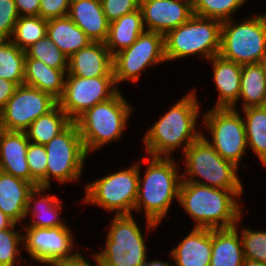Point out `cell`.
<instances>
[{
    "label": "cell",
    "instance_id": "cell-5",
    "mask_svg": "<svg viewBox=\"0 0 266 266\" xmlns=\"http://www.w3.org/2000/svg\"><path fill=\"white\" fill-rule=\"evenodd\" d=\"M222 21L193 15L164 35L166 61L200 54L207 60L220 51Z\"/></svg>",
    "mask_w": 266,
    "mask_h": 266
},
{
    "label": "cell",
    "instance_id": "cell-44",
    "mask_svg": "<svg viewBox=\"0 0 266 266\" xmlns=\"http://www.w3.org/2000/svg\"><path fill=\"white\" fill-rule=\"evenodd\" d=\"M14 222L0 210V231L10 228Z\"/></svg>",
    "mask_w": 266,
    "mask_h": 266
},
{
    "label": "cell",
    "instance_id": "cell-15",
    "mask_svg": "<svg viewBox=\"0 0 266 266\" xmlns=\"http://www.w3.org/2000/svg\"><path fill=\"white\" fill-rule=\"evenodd\" d=\"M22 235L25 250L30 257L44 265H61L76 258L80 252L73 251V235L68 226L52 228L25 227Z\"/></svg>",
    "mask_w": 266,
    "mask_h": 266
},
{
    "label": "cell",
    "instance_id": "cell-31",
    "mask_svg": "<svg viewBox=\"0 0 266 266\" xmlns=\"http://www.w3.org/2000/svg\"><path fill=\"white\" fill-rule=\"evenodd\" d=\"M25 51L11 40H0V78L24 84Z\"/></svg>",
    "mask_w": 266,
    "mask_h": 266
},
{
    "label": "cell",
    "instance_id": "cell-38",
    "mask_svg": "<svg viewBox=\"0 0 266 266\" xmlns=\"http://www.w3.org/2000/svg\"><path fill=\"white\" fill-rule=\"evenodd\" d=\"M19 18L14 0H0V40L12 37Z\"/></svg>",
    "mask_w": 266,
    "mask_h": 266
},
{
    "label": "cell",
    "instance_id": "cell-17",
    "mask_svg": "<svg viewBox=\"0 0 266 266\" xmlns=\"http://www.w3.org/2000/svg\"><path fill=\"white\" fill-rule=\"evenodd\" d=\"M29 140L25 131H7L0 129V171L32 183H38L31 177L26 159Z\"/></svg>",
    "mask_w": 266,
    "mask_h": 266
},
{
    "label": "cell",
    "instance_id": "cell-9",
    "mask_svg": "<svg viewBox=\"0 0 266 266\" xmlns=\"http://www.w3.org/2000/svg\"><path fill=\"white\" fill-rule=\"evenodd\" d=\"M106 247L95 255L103 266H140L146 259L144 238L133 215H116L111 221Z\"/></svg>",
    "mask_w": 266,
    "mask_h": 266
},
{
    "label": "cell",
    "instance_id": "cell-28",
    "mask_svg": "<svg viewBox=\"0 0 266 266\" xmlns=\"http://www.w3.org/2000/svg\"><path fill=\"white\" fill-rule=\"evenodd\" d=\"M240 98L243 109L266 105V75L260 62L242 65Z\"/></svg>",
    "mask_w": 266,
    "mask_h": 266
},
{
    "label": "cell",
    "instance_id": "cell-26",
    "mask_svg": "<svg viewBox=\"0 0 266 266\" xmlns=\"http://www.w3.org/2000/svg\"><path fill=\"white\" fill-rule=\"evenodd\" d=\"M46 189H48V187L36 186L30 192L26 205L25 217H27V215L30 213L33 215V219L37 218V220L32 221L31 218L30 224L25 227L52 228L58 226H67L66 223L64 224L61 218L58 217L60 210H62L60 203L61 201L53 195H42V197L39 198V196H41V192L45 191ZM34 196L38 197L39 199ZM32 201L34 202L33 204Z\"/></svg>",
    "mask_w": 266,
    "mask_h": 266
},
{
    "label": "cell",
    "instance_id": "cell-19",
    "mask_svg": "<svg viewBox=\"0 0 266 266\" xmlns=\"http://www.w3.org/2000/svg\"><path fill=\"white\" fill-rule=\"evenodd\" d=\"M67 16L92 42H106L110 22L104 14L101 0H71Z\"/></svg>",
    "mask_w": 266,
    "mask_h": 266
},
{
    "label": "cell",
    "instance_id": "cell-10",
    "mask_svg": "<svg viewBox=\"0 0 266 266\" xmlns=\"http://www.w3.org/2000/svg\"><path fill=\"white\" fill-rule=\"evenodd\" d=\"M44 146L47 152L46 187L49 188L52 176L62 184L77 181L87 157L77 124L72 122Z\"/></svg>",
    "mask_w": 266,
    "mask_h": 266
},
{
    "label": "cell",
    "instance_id": "cell-33",
    "mask_svg": "<svg viewBox=\"0 0 266 266\" xmlns=\"http://www.w3.org/2000/svg\"><path fill=\"white\" fill-rule=\"evenodd\" d=\"M26 57L41 60L55 69H68V57L46 35L25 50Z\"/></svg>",
    "mask_w": 266,
    "mask_h": 266
},
{
    "label": "cell",
    "instance_id": "cell-4",
    "mask_svg": "<svg viewBox=\"0 0 266 266\" xmlns=\"http://www.w3.org/2000/svg\"><path fill=\"white\" fill-rule=\"evenodd\" d=\"M132 107L118 92L111 99L86 110L74 122L77 124L87 153L117 140L126 128Z\"/></svg>",
    "mask_w": 266,
    "mask_h": 266
},
{
    "label": "cell",
    "instance_id": "cell-32",
    "mask_svg": "<svg viewBox=\"0 0 266 266\" xmlns=\"http://www.w3.org/2000/svg\"><path fill=\"white\" fill-rule=\"evenodd\" d=\"M47 19L40 16H19L15 23L11 42L21 50H26L47 33Z\"/></svg>",
    "mask_w": 266,
    "mask_h": 266
},
{
    "label": "cell",
    "instance_id": "cell-18",
    "mask_svg": "<svg viewBox=\"0 0 266 266\" xmlns=\"http://www.w3.org/2000/svg\"><path fill=\"white\" fill-rule=\"evenodd\" d=\"M66 75L84 78L114 76L113 56L105 43L91 42L68 58Z\"/></svg>",
    "mask_w": 266,
    "mask_h": 266
},
{
    "label": "cell",
    "instance_id": "cell-2",
    "mask_svg": "<svg viewBox=\"0 0 266 266\" xmlns=\"http://www.w3.org/2000/svg\"><path fill=\"white\" fill-rule=\"evenodd\" d=\"M190 91L166 112L144 135L147 153L151 157H170L171 151L183 144L187 147L202 134L196 131L199 104ZM185 143V145H184Z\"/></svg>",
    "mask_w": 266,
    "mask_h": 266
},
{
    "label": "cell",
    "instance_id": "cell-30",
    "mask_svg": "<svg viewBox=\"0 0 266 266\" xmlns=\"http://www.w3.org/2000/svg\"><path fill=\"white\" fill-rule=\"evenodd\" d=\"M245 113L247 147H251L262 164L266 162V105L248 107Z\"/></svg>",
    "mask_w": 266,
    "mask_h": 266
},
{
    "label": "cell",
    "instance_id": "cell-13",
    "mask_svg": "<svg viewBox=\"0 0 266 266\" xmlns=\"http://www.w3.org/2000/svg\"><path fill=\"white\" fill-rule=\"evenodd\" d=\"M66 78L58 105L73 122L86 110L119 92L114 76L84 78L66 75Z\"/></svg>",
    "mask_w": 266,
    "mask_h": 266
},
{
    "label": "cell",
    "instance_id": "cell-36",
    "mask_svg": "<svg viewBox=\"0 0 266 266\" xmlns=\"http://www.w3.org/2000/svg\"><path fill=\"white\" fill-rule=\"evenodd\" d=\"M26 159L31 177L38 186L46 187L47 152L44 145L29 142Z\"/></svg>",
    "mask_w": 266,
    "mask_h": 266
},
{
    "label": "cell",
    "instance_id": "cell-7",
    "mask_svg": "<svg viewBox=\"0 0 266 266\" xmlns=\"http://www.w3.org/2000/svg\"><path fill=\"white\" fill-rule=\"evenodd\" d=\"M232 21H222L219 55L240 65L261 62L266 51V13L237 24Z\"/></svg>",
    "mask_w": 266,
    "mask_h": 266
},
{
    "label": "cell",
    "instance_id": "cell-6",
    "mask_svg": "<svg viewBox=\"0 0 266 266\" xmlns=\"http://www.w3.org/2000/svg\"><path fill=\"white\" fill-rule=\"evenodd\" d=\"M183 154L186 160V173L181 174L182 181L218 189L243 190L236 173L238 167L223 159L202 135L191 143ZM195 176L206 181L194 179Z\"/></svg>",
    "mask_w": 266,
    "mask_h": 266
},
{
    "label": "cell",
    "instance_id": "cell-34",
    "mask_svg": "<svg viewBox=\"0 0 266 266\" xmlns=\"http://www.w3.org/2000/svg\"><path fill=\"white\" fill-rule=\"evenodd\" d=\"M245 2L246 0H196L193 4V14L225 21L231 19V15Z\"/></svg>",
    "mask_w": 266,
    "mask_h": 266
},
{
    "label": "cell",
    "instance_id": "cell-43",
    "mask_svg": "<svg viewBox=\"0 0 266 266\" xmlns=\"http://www.w3.org/2000/svg\"><path fill=\"white\" fill-rule=\"evenodd\" d=\"M92 255L95 258L94 261L97 262L96 266H103L100 259L95 254ZM61 266H93V265L92 264L90 265V263L81 254H79L76 258L61 264Z\"/></svg>",
    "mask_w": 266,
    "mask_h": 266
},
{
    "label": "cell",
    "instance_id": "cell-22",
    "mask_svg": "<svg viewBox=\"0 0 266 266\" xmlns=\"http://www.w3.org/2000/svg\"><path fill=\"white\" fill-rule=\"evenodd\" d=\"M34 188L32 183L0 171V210L17 224L25 218L28 197Z\"/></svg>",
    "mask_w": 266,
    "mask_h": 266
},
{
    "label": "cell",
    "instance_id": "cell-37",
    "mask_svg": "<svg viewBox=\"0 0 266 266\" xmlns=\"http://www.w3.org/2000/svg\"><path fill=\"white\" fill-rule=\"evenodd\" d=\"M15 225L16 223L0 231V264L2 266H14L16 257L22 255L18 250V245L23 241V237L15 231Z\"/></svg>",
    "mask_w": 266,
    "mask_h": 266
},
{
    "label": "cell",
    "instance_id": "cell-48",
    "mask_svg": "<svg viewBox=\"0 0 266 266\" xmlns=\"http://www.w3.org/2000/svg\"><path fill=\"white\" fill-rule=\"evenodd\" d=\"M186 1H189L193 5L196 0H186Z\"/></svg>",
    "mask_w": 266,
    "mask_h": 266
},
{
    "label": "cell",
    "instance_id": "cell-25",
    "mask_svg": "<svg viewBox=\"0 0 266 266\" xmlns=\"http://www.w3.org/2000/svg\"><path fill=\"white\" fill-rule=\"evenodd\" d=\"M46 35L68 58L92 42L68 16L49 19Z\"/></svg>",
    "mask_w": 266,
    "mask_h": 266
},
{
    "label": "cell",
    "instance_id": "cell-46",
    "mask_svg": "<svg viewBox=\"0 0 266 266\" xmlns=\"http://www.w3.org/2000/svg\"><path fill=\"white\" fill-rule=\"evenodd\" d=\"M242 266H266V264L260 261L245 259Z\"/></svg>",
    "mask_w": 266,
    "mask_h": 266
},
{
    "label": "cell",
    "instance_id": "cell-27",
    "mask_svg": "<svg viewBox=\"0 0 266 266\" xmlns=\"http://www.w3.org/2000/svg\"><path fill=\"white\" fill-rule=\"evenodd\" d=\"M144 31L142 13L138 9L110 22L105 45L113 56L119 51L130 47Z\"/></svg>",
    "mask_w": 266,
    "mask_h": 266
},
{
    "label": "cell",
    "instance_id": "cell-1",
    "mask_svg": "<svg viewBox=\"0 0 266 266\" xmlns=\"http://www.w3.org/2000/svg\"><path fill=\"white\" fill-rule=\"evenodd\" d=\"M242 192L181 181L178 202L194 219L196 228H231L241 220L240 205L235 198Z\"/></svg>",
    "mask_w": 266,
    "mask_h": 266
},
{
    "label": "cell",
    "instance_id": "cell-40",
    "mask_svg": "<svg viewBox=\"0 0 266 266\" xmlns=\"http://www.w3.org/2000/svg\"><path fill=\"white\" fill-rule=\"evenodd\" d=\"M71 0H40L39 16L52 19L68 15Z\"/></svg>",
    "mask_w": 266,
    "mask_h": 266
},
{
    "label": "cell",
    "instance_id": "cell-8",
    "mask_svg": "<svg viewBox=\"0 0 266 266\" xmlns=\"http://www.w3.org/2000/svg\"><path fill=\"white\" fill-rule=\"evenodd\" d=\"M140 164L87 184L83 202L101 206L116 215H130L138 195Z\"/></svg>",
    "mask_w": 266,
    "mask_h": 266
},
{
    "label": "cell",
    "instance_id": "cell-42",
    "mask_svg": "<svg viewBox=\"0 0 266 266\" xmlns=\"http://www.w3.org/2000/svg\"><path fill=\"white\" fill-rule=\"evenodd\" d=\"M17 87L18 85L16 83L0 78V110L13 96Z\"/></svg>",
    "mask_w": 266,
    "mask_h": 266
},
{
    "label": "cell",
    "instance_id": "cell-41",
    "mask_svg": "<svg viewBox=\"0 0 266 266\" xmlns=\"http://www.w3.org/2000/svg\"><path fill=\"white\" fill-rule=\"evenodd\" d=\"M14 1L19 16H39L40 0H14Z\"/></svg>",
    "mask_w": 266,
    "mask_h": 266
},
{
    "label": "cell",
    "instance_id": "cell-29",
    "mask_svg": "<svg viewBox=\"0 0 266 266\" xmlns=\"http://www.w3.org/2000/svg\"><path fill=\"white\" fill-rule=\"evenodd\" d=\"M73 121L57 104L48 113L37 118L25 130L29 142L45 145L63 132ZM32 140V141H31Z\"/></svg>",
    "mask_w": 266,
    "mask_h": 266
},
{
    "label": "cell",
    "instance_id": "cell-47",
    "mask_svg": "<svg viewBox=\"0 0 266 266\" xmlns=\"http://www.w3.org/2000/svg\"><path fill=\"white\" fill-rule=\"evenodd\" d=\"M261 65H262V67H263V70H264V73H265V75H266V51H265V53L263 54V57H262V60H261Z\"/></svg>",
    "mask_w": 266,
    "mask_h": 266
},
{
    "label": "cell",
    "instance_id": "cell-23",
    "mask_svg": "<svg viewBox=\"0 0 266 266\" xmlns=\"http://www.w3.org/2000/svg\"><path fill=\"white\" fill-rule=\"evenodd\" d=\"M66 71L68 69H55L41 60L25 57L24 84L48 93L58 101L64 92Z\"/></svg>",
    "mask_w": 266,
    "mask_h": 266
},
{
    "label": "cell",
    "instance_id": "cell-20",
    "mask_svg": "<svg viewBox=\"0 0 266 266\" xmlns=\"http://www.w3.org/2000/svg\"><path fill=\"white\" fill-rule=\"evenodd\" d=\"M212 229L193 227L171 252L177 266H210Z\"/></svg>",
    "mask_w": 266,
    "mask_h": 266
},
{
    "label": "cell",
    "instance_id": "cell-39",
    "mask_svg": "<svg viewBox=\"0 0 266 266\" xmlns=\"http://www.w3.org/2000/svg\"><path fill=\"white\" fill-rule=\"evenodd\" d=\"M102 9L109 22L130 14L140 7V0H101Z\"/></svg>",
    "mask_w": 266,
    "mask_h": 266
},
{
    "label": "cell",
    "instance_id": "cell-14",
    "mask_svg": "<svg viewBox=\"0 0 266 266\" xmlns=\"http://www.w3.org/2000/svg\"><path fill=\"white\" fill-rule=\"evenodd\" d=\"M57 104L58 101L50 94L32 86L19 85L0 110V129L25 131L31 123Z\"/></svg>",
    "mask_w": 266,
    "mask_h": 266
},
{
    "label": "cell",
    "instance_id": "cell-12",
    "mask_svg": "<svg viewBox=\"0 0 266 266\" xmlns=\"http://www.w3.org/2000/svg\"><path fill=\"white\" fill-rule=\"evenodd\" d=\"M166 61L164 35L145 30L137 40L113 55V74L117 83L131 80L137 82L140 72L148 66Z\"/></svg>",
    "mask_w": 266,
    "mask_h": 266
},
{
    "label": "cell",
    "instance_id": "cell-16",
    "mask_svg": "<svg viewBox=\"0 0 266 266\" xmlns=\"http://www.w3.org/2000/svg\"><path fill=\"white\" fill-rule=\"evenodd\" d=\"M139 9L147 30L163 35L194 15L193 5L186 0H140Z\"/></svg>",
    "mask_w": 266,
    "mask_h": 266
},
{
    "label": "cell",
    "instance_id": "cell-21",
    "mask_svg": "<svg viewBox=\"0 0 266 266\" xmlns=\"http://www.w3.org/2000/svg\"><path fill=\"white\" fill-rule=\"evenodd\" d=\"M213 79L219 92L214 108H233L239 100L242 65L215 55L211 59Z\"/></svg>",
    "mask_w": 266,
    "mask_h": 266
},
{
    "label": "cell",
    "instance_id": "cell-45",
    "mask_svg": "<svg viewBox=\"0 0 266 266\" xmlns=\"http://www.w3.org/2000/svg\"><path fill=\"white\" fill-rule=\"evenodd\" d=\"M140 266H171V265L168 262H161L159 260L151 262L145 260Z\"/></svg>",
    "mask_w": 266,
    "mask_h": 266
},
{
    "label": "cell",
    "instance_id": "cell-35",
    "mask_svg": "<svg viewBox=\"0 0 266 266\" xmlns=\"http://www.w3.org/2000/svg\"><path fill=\"white\" fill-rule=\"evenodd\" d=\"M241 242L245 259L266 264V231L245 228L242 230Z\"/></svg>",
    "mask_w": 266,
    "mask_h": 266
},
{
    "label": "cell",
    "instance_id": "cell-3",
    "mask_svg": "<svg viewBox=\"0 0 266 266\" xmlns=\"http://www.w3.org/2000/svg\"><path fill=\"white\" fill-rule=\"evenodd\" d=\"M148 163L142 180L139 173L138 195L135 209L145 211L148 230L156 228L167 215L174 198L179 197L182 176L177 172L174 160L166 157L142 158ZM150 160V161H149Z\"/></svg>",
    "mask_w": 266,
    "mask_h": 266
},
{
    "label": "cell",
    "instance_id": "cell-11",
    "mask_svg": "<svg viewBox=\"0 0 266 266\" xmlns=\"http://www.w3.org/2000/svg\"><path fill=\"white\" fill-rule=\"evenodd\" d=\"M204 122L211 132L212 142L205 135L202 136L223 159L238 167L247 149V140L244 120L237 110L212 107L205 113Z\"/></svg>",
    "mask_w": 266,
    "mask_h": 266
},
{
    "label": "cell",
    "instance_id": "cell-24",
    "mask_svg": "<svg viewBox=\"0 0 266 266\" xmlns=\"http://www.w3.org/2000/svg\"><path fill=\"white\" fill-rule=\"evenodd\" d=\"M237 225L231 228L212 229L210 266H242L245 260Z\"/></svg>",
    "mask_w": 266,
    "mask_h": 266
}]
</instances>
